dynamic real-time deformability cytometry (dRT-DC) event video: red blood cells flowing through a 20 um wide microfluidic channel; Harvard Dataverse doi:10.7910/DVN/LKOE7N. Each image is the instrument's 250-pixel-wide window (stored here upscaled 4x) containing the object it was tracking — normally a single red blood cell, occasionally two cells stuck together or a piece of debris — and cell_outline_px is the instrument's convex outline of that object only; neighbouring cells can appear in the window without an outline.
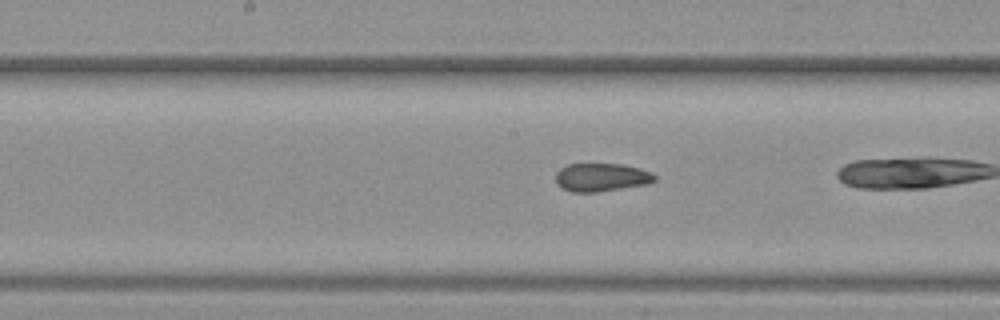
{"species": "common noctule bat (a hibernating species)", "species_latin": "Nyctalus noctula", "temperature_condition": "warm", "stored_images_in_passage": 21, "camera_frame_rate_fps": 3000, "um_per_image_px": 0.085, "animal": {"sex": "female", "body_mass_g": 19.3, "forearm_length_mm": 54.1}, "frame": {"image": 1, "passage_image": 12, "time_ms": 3.667, "image_size_px": [1000, 320], "cell_outline_px": [[656, 180], [648, 184], [596, 192], [572, 192], [560, 188], [556, 184], [556, 172], [560, 168], [568, 164], [620, 164], [640, 168], [656, 176]], "centroid_in_image_um": [51.08, 15.08], "position_along_channel_um": 197.1, "area_um2": 16.3}}